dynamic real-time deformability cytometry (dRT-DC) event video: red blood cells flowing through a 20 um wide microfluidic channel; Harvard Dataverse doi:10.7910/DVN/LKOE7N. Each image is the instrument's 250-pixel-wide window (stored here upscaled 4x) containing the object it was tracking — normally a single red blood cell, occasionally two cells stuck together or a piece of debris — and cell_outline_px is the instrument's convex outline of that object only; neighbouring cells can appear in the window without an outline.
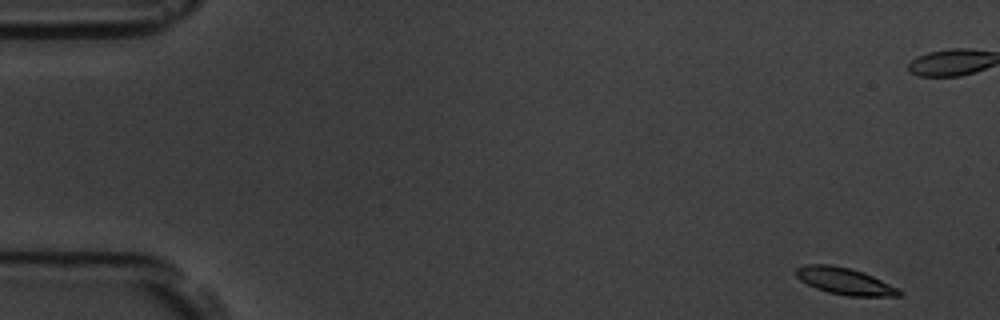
{"species": "common noctule bat (a hibernating species)", "species_latin": "Nyctalus noctula", "temperature_condition": "room temperature", "stored_images_in_passage": 16, "camera_frame_rate_fps": 3000, "um_per_image_px": 0.085, "animal": {"sex": "male", "body_mass_g": 19.5, "forearm_length_mm": 54.6}, "frame": {"image": 1, "passage_image": 1, "time_ms": 0.0, "image_size_px": [1000, 320], "cell_outline_px": [[904, 292], [900, 296], [848, 296], [828, 292], [816, 288], [800, 280], [796, 276], [796, 268], [808, 264], [832, 264], [864, 272]], "centroid_in_image_um": [71.78, 23.89], "position_along_channel_um": 13.2, "area_um2": 15.9}}